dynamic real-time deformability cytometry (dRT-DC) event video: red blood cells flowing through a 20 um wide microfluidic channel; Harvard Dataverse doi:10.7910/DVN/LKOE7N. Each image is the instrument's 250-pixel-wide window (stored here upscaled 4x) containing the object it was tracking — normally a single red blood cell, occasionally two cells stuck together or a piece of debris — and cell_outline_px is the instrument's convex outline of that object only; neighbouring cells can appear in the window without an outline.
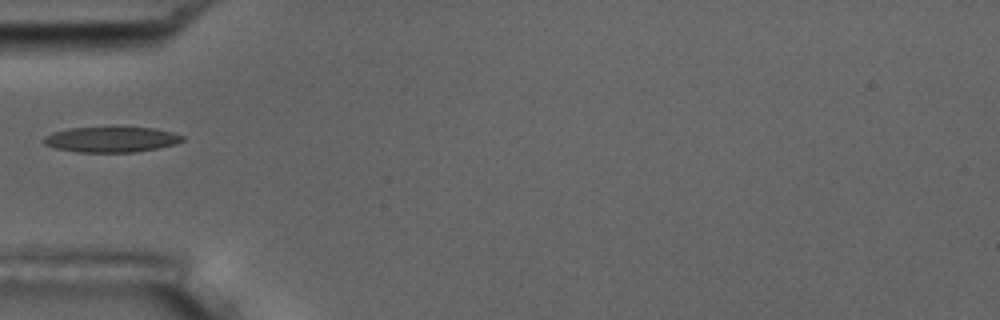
{"species": "common noctule bat (a hibernating species)", "species_latin": "Nyctalus noctula", "temperature_condition": "room temperature", "stored_images_in_passage": 2, "camera_frame_rate_fps": 3000, "um_per_image_px": 0.085, "animal": {"sex": "male", "body_mass_g": 17.5, "forearm_length_mm": 52.3}, "frame": {"image": 1, "passage_image": 2, "time_ms": 1.0, "image_size_px": [1000, 320], "cell_outline_px": [[184, 140], [176, 144], [136, 152], [76, 152], [56, 148], [44, 144], [40, 140], [44, 136], [52, 132], [68, 128], [156, 128], [172, 132], [184, 136]], "centroid_in_image_um": [9.42, 11.86], "position_along_channel_um": 75.6, "area_um2": 20.52}}